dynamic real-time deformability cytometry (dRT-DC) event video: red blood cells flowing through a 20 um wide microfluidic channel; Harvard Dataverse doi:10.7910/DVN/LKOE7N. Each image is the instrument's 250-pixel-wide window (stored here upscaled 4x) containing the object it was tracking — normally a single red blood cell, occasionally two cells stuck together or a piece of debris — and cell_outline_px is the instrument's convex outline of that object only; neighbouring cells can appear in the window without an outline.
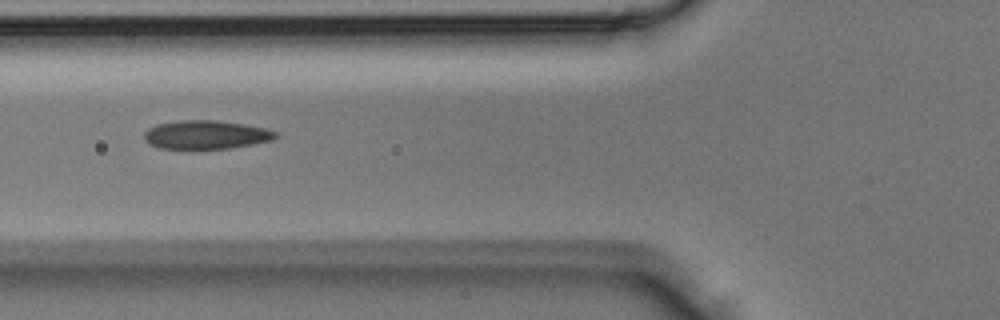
{"species": "Egyptian fruit bat (a non-hibernating species)", "species_latin": "Rousettus aegyptiacus", "temperature_condition": "room temperature", "stored_images_in_passage": 5, "camera_frame_rate_fps": 3000, "um_per_image_px": 0.085, "animal": {"sex": "male"}, "frame": {"image": 1, "passage_image": 5, "time_ms": 1.333, "image_size_px": [1000, 320], "cell_outline_px": [[280, 136], [272, 140], [232, 148], [192, 152], [160, 148], [148, 144], [144, 140], [144, 132], [148, 128], [160, 124], [180, 120], [216, 120], [244, 124], [264, 128], [280, 132]], "centroid_in_image_um": [17.5, 11.5], "position_along_channel_um": 108.3, "area_um2": 22.95}}